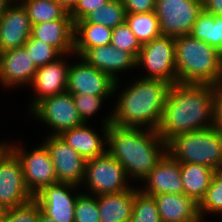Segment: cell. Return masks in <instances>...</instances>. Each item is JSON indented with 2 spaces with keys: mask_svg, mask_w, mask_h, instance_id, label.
Returning <instances> with one entry per match:
<instances>
[{
  "mask_svg": "<svg viewBox=\"0 0 222 222\" xmlns=\"http://www.w3.org/2000/svg\"><path fill=\"white\" fill-rule=\"evenodd\" d=\"M216 86L172 84L156 132L168 144L183 133L215 126Z\"/></svg>",
  "mask_w": 222,
  "mask_h": 222,
  "instance_id": "1",
  "label": "cell"
},
{
  "mask_svg": "<svg viewBox=\"0 0 222 222\" xmlns=\"http://www.w3.org/2000/svg\"><path fill=\"white\" fill-rule=\"evenodd\" d=\"M144 129V130H143ZM107 151L124 167L128 178L144 181L167 152V144L156 130L108 126Z\"/></svg>",
  "mask_w": 222,
  "mask_h": 222,
  "instance_id": "2",
  "label": "cell"
},
{
  "mask_svg": "<svg viewBox=\"0 0 222 222\" xmlns=\"http://www.w3.org/2000/svg\"><path fill=\"white\" fill-rule=\"evenodd\" d=\"M125 87L112 110V124L156 130L171 84L160 79L138 78Z\"/></svg>",
  "mask_w": 222,
  "mask_h": 222,
  "instance_id": "3",
  "label": "cell"
},
{
  "mask_svg": "<svg viewBox=\"0 0 222 222\" xmlns=\"http://www.w3.org/2000/svg\"><path fill=\"white\" fill-rule=\"evenodd\" d=\"M178 83L222 84V53L191 35L175 38Z\"/></svg>",
  "mask_w": 222,
  "mask_h": 222,
  "instance_id": "4",
  "label": "cell"
},
{
  "mask_svg": "<svg viewBox=\"0 0 222 222\" xmlns=\"http://www.w3.org/2000/svg\"><path fill=\"white\" fill-rule=\"evenodd\" d=\"M167 152L179 163L201 164L222 171V132L212 127L183 133L167 144Z\"/></svg>",
  "mask_w": 222,
  "mask_h": 222,
  "instance_id": "5",
  "label": "cell"
},
{
  "mask_svg": "<svg viewBox=\"0 0 222 222\" xmlns=\"http://www.w3.org/2000/svg\"><path fill=\"white\" fill-rule=\"evenodd\" d=\"M127 179L129 180L124 167L107 151L101 156L86 160L82 184L89 187L86 193L97 196L130 189Z\"/></svg>",
  "mask_w": 222,
  "mask_h": 222,
  "instance_id": "6",
  "label": "cell"
},
{
  "mask_svg": "<svg viewBox=\"0 0 222 222\" xmlns=\"http://www.w3.org/2000/svg\"><path fill=\"white\" fill-rule=\"evenodd\" d=\"M141 66L149 73L142 78L177 84L175 38L161 35L142 45L136 58V67Z\"/></svg>",
  "mask_w": 222,
  "mask_h": 222,
  "instance_id": "7",
  "label": "cell"
},
{
  "mask_svg": "<svg viewBox=\"0 0 222 222\" xmlns=\"http://www.w3.org/2000/svg\"><path fill=\"white\" fill-rule=\"evenodd\" d=\"M203 11L197 0H155L154 12L162 35L179 37L190 35L193 24Z\"/></svg>",
  "mask_w": 222,
  "mask_h": 222,
  "instance_id": "8",
  "label": "cell"
},
{
  "mask_svg": "<svg viewBox=\"0 0 222 222\" xmlns=\"http://www.w3.org/2000/svg\"><path fill=\"white\" fill-rule=\"evenodd\" d=\"M35 118L53 130L52 135L83 125L71 93L64 92L42 99L31 110Z\"/></svg>",
  "mask_w": 222,
  "mask_h": 222,
  "instance_id": "9",
  "label": "cell"
},
{
  "mask_svg": "<svg viewBox=\"0 0 222 222\" xmlns=\"http://www.w3.org/2000/svg\"><path fill=\"white\" fill-rule=\"evenodd\" d=\"M8 145L22 163L24 181L33 196L44 187L57 183L54 164L43 143L29 152L20 145L9 142Z\"/></svg>",
  "mask_w": 222,
  "mask_h": 222,
  "instance_id": "10",
  "label": "cell"
},
{
  "mask_svg": "<svg viewBox=\"0 0 222 222\" xmlns=\"http://www.w3.org/2000/svg\"><path fill=\"white\" fill-rule=\"evenodd\" d=\"M34 196L24 181L22 163L8 148L0 156V206L6 210L30 201Z\"/></svg>",
  "mask_w": 222,
  "mask_h": 222,
  "instance_id": "11",
  "label": "cell"
},
{
  "mask_svg": "<svg viewBox=\"0 0 222 222\" xmlns=\"http://www.w3.org/2000/svg\"><path fill=\"white\" fill-rule=\"evenodd\" d=\"M44 140L42 143L46 146L54 164L57 182L82 186L86 160L60 135L50 133Z\"/></svg>",
  "mask_w": 222,
  "mask_h": 222,
  "instance_id": "12",
  "label": "cell"
},
{
  "mask_svg": "<svg viewBox=\"0 0 222 222\" xmlns=\"http://www.w3.org/2000/svg\"><path fill=\"white\" fill-rule=\"evenodd\" d=\"M79 59L80 62H75L69 67L67 92L112 96L116 89L118 90L120 80L115 81L109 74L88 65L82 58Z\"/></svg>",
  "mask_w": 222,
  "mask_h": 222,
  "instance_id": "13",
  "label": "cell"
},
{
  "mask_svg": "<svg viewBox=\"0 0 222 222\" xmlns=\"http://www.w3.org/2000/svg\"><path fill=\"white\" fill-rule=\"evenodd\" d=\"M78 186L57 182L41 189L34 199L39 203L41 211L56 222H74V210L79 192ZM72 190V191H71Z\"/></svg>",
  "mask_w": 222,
  "mask_h": 222,
  "instance_id": "14",
  "label": "cell"
},
{
  "mask_svg": "<svg viewBox=\"0 0 222 222\" xmlns=\"http://www.w3.org/2000/svg\"><path fill=\"white\" fill-rule=\"evenodd\" d=\"M18 2H12L0 18V53L24 46L31 36V21Z\"/></svg>",
  "mask_w": 222,
  "mask_h": 222,
  "instance_id": "15",
  "label": "cell"
},
{
  "mask_svg": "<svg viewBox=\"0 0 222 222\" xmlns=\"http://www.w3.org/2000/svg\"><path fill=\"white\" fill-rule=\"evenodd\" d=\"M37 69L24 46L0 53V84L8 89L31 85Z\"/></svg>",
  "mask_w": 222,
  "mask_h": 222,
  "instance_id": "16",
  "label": "cell"
},
{
  "mask_svg": "<svg viewBox=\"0 0 222 222\" xmlns=\"http://www.w3.org/2000/svg\"><path fill=\"white\" fill-rule=\"evenodd\" d=\"M144 182V189H139L149 196L162 193L184 194L180 163L169 152L163 155Z\"/></svg>",
  "mask_w": 222,
  "mask_h": 222,
  "instance_id": "17",
  "label": "cell"
},
{
  "mask_svg": "<svg viewBox=\"0 0 222 222\" xmlns=\"http://www.w3.org/2000/svg\"><path fill=\"white\" fill-rule=\"evenodd\" d=\"M112 123V113L103 120V137L92 128L88 127L87 123L81 126L71 128L64 131L60 136L62 139L85 160H89L101 156L107 152L108 144V126Z\"/></svg>",
  "mask_w": 222,
  "mask_h": 222,
  "instance_id": "18",
  "label": "cell"
},
{
  "mask_svg": "<svg viewBox=\"0 0 222 222\" xmlns=\"http://www.w3.org/2000/svg\"><path fill=\"white\" fill-rule=\"evenodd\" d=\"M62 58H64V55L55 62L37 69L31 83L35 93L33 95L34 100L29 104L30 110L42 99L67 91L68 70L70 65L65 61V58L63 60Z\"/></svg>",
  "mask_w": 222,
  "mask_h": 222,
  "instance_id": "19",
  "label": "cell"
},
{
  "mask_svg": "<svg viewBox=\"0 0 222 222\" xmlns=\"http://www.w3.org/2000/svg\"><path fill=\"white\" fill-rule=\"evenodd\" d=\"M80 58L88 65L109 74L115 81L120 79L118 72L136 67V58L131 53L117 49L112 44L90 48Z\"/></svg>",
  "mask_w": 222,
  "mask_h": 222,
  "instance_id": "20",
  "label": "cell"
},
{
  "mask_svg": "<svg viewBox=\"0 0 222 222\" xmlns=\"http://www.w3.org/2000/svg\"><path fill=\"white\" fill-rule=\"evenodd\" d=\"M162 222H202L199 204L185 194L153 196Z\"/></svg>",
  "mask_w": 222,
  "mask_h": 222,
  "instance_id": "21",
  "label": "cell"
},
{
  "mask_svg": "<svg viewBox=\"0 0 222 222\" xmlns=\"http://www.w3.org/2000/svg\"><path fill=\"white\" fill-rule=\"evenodd\" d=\"M73 20H54L32 25L31 36L55 47L62 55L74 54Z\"/></svg>",
  "mask_w": 222,
  "mask_h": 222,
  "instance_id": "22",
  "label": "cell"
},
{
  "mask_svg": "<svg viewBox=\"0 0 222 222\" xmlns=\"http://www.w3.org/2000/svg\"><path fill=\"white\" fill-rule=\"evenodd\" d=\"M137 187L120 193L97 195L100 222H130Z\"/></svg>",
  "mask_w": 222,
  "mask_h": 222,
  "instance_id": "23",
  "label": "cell"
},
{
  "mask_svg": "<svg viewBox=\"0 0 222 222\" xmlns=\"http://www.w3.org/2000/svg\"><path fill=\"white\" fill-rule=\"evenodd\" d=\"M215 172L205 165L180 163L184 194L199 204L205 197Z\"/></svg>",
  "mask_w": 222,
  "mask_h": 222,
  "instance_id": "24",
  "label": "cell"
},
{
  "mask_svg": "<svg viewBox=\"0 0 222 222\" xmlns=\"http://www.w3.org/2000/svg\"><path fill=\"white\" fill-rule=\"evenodd\" d=\"M113 29L102 24L75 23L74 54L81 56L86 50L111 44Z\"/></svg>",
  "mask_w": 222,
  "mask_h": 222,
  "instance_id": "25",
  "label": "cell"
},
{
  "mask_svg": "<svg viewBox=\"0 0 222 222\" xmlns=\"http://www.w3.org/2000/svg\"><path fill=\"white\" fill-rule=\"evenodd\" d=\"M190 35L222 53V16L203 10L193 24Z\"/></svg>",
  "mask_w": 222,
  "mask_h": 222,
  "instance_id": "26",
  "label": "cell"
},
{
  "mask_svg": "<svg viewBox=\"0 0 222 222\" xmlns=\"http://www.w3.org/2000/svg\"><path fill=\"white\" fill-rule=\"evenodd\" d=\"M32 25L54 20H73L69 13L54 0H19Z\"/></svg>",
  "mask_w": 222,
  "mask_h": 222,
  "instance_id": "27",
  "label": "cell"
},
{
  "mask_svg": "<svg viewBox=\"0 0 222 222\" xmlns=\"http://www.w3.org/2000/svg\"><path fill=\"white\" fill-rule=\"evenodd\" d=\"M126 23L142 45L161 36L159 20L156 13H126Z\"/></svg>",
  "mask_w": 222,
  "mask_h": 222,
  "instance_id": "28",
  "label": "cell"
},
{
  "mask_svg": "<svg viewBox=\"0 0 222 222\" xmlns=\"http://www.w3.org/2000/svg\"><path fill=\"white\" fill-rule=\"evenodd\" d=\"M125 20L126 10L121 0H110L107 4L93 10L83 20L75 23L102 24L114 29L124 23Z\"/></svg>",
  "mask_w": 222,
  "mask_h": 222,
  "instance_id": "29",
  "label": "cell"
},
{
  "mask_svg": "<svg viewBox=\"0 0 222 222\" xmlns=\"http://www.w3.org/2000/svg\"><path fill=\"white\" fill-rule=\"evenodd\" d=\"M207 212L214 215L220 213L222 216V171L215 172L205 197L199 203V215L202 222Z\"/></svg>",
  "mask_w": 222,
  "mask_h": 222,
  "instance_id": "30",
  "label": "cell"
},
{
  "mask_svg": "<svg viewBox=\"0 0 222 222\" xmlns=\"http://www.w3.org/2000/svg\"><path fill=\"white\" fill-rule=\"evenodd\" d=\"M130 222H162L153 196L140 189L135 193Z\"/></svg>",
  "mask_w": 222,
  "mask_h": 222,
  "instance_id": "31",
  "label": "cell"
},
{
  "mask_svg": "<svg viewBox=\"0 0 222 222\" xmlns=\"http://www.w3.org/2000/svg\"><path fill=\"white\" fill-rule=\"evenodd\" d=\"M27 53L30 54L32 60H34L37 68L43 67L46 64L55 62L62 54L53 46L45 43L42 40L35 39L32 36L24 44Z\"/></svg>",
  "mask_w": 222,
  "mask_h": 222,
  "instance_id": "32",
  "label": "cell"
},
{
  "mask_svg": "<svg viewBox=\"0 0 222 222\" xmlns=\"http://www.w3.org/2000/svg\"><path fill=\"white\" fill-rule=\"evenodd\" d=\"M97 196L87 193L78 195L74 210V222H100Z\"/></svg>",
  "mask_w": 222,
  "mask_h": 222,
  "instance_id": "33",
  "label": "cell"
},
{
  "mask_svg": "<svg viewBox=\"0 0 222 222\" xmlns=\"http://www.w3.org/2000/svg\"><path fill=\"white\" fill-rule=\"evenodd\" d=\"M40 211L39 203L32 198L20 206L6 209L1 222H38Z\"/></svg>",
  "mask_w": 222,
  "mask_h": 222,
  "instance_id": "34",
  "label": "cell"
},
{
  "mask_svg": "<svg viewBox=\"0 0 222 222\" xmlns=\"http://www.w3.org/2000/svg\"><path fill=\"white\" fill-rule=\"evenodd\" d=\"M111 44L117 49L131 53L135 58L141 50V44L126 21L113 29Z\"/></svg>",
  "mask_w": 222,
  "mask_h": 222,
  "instance_id": "35",
  "label": "cell"
},
{
  "mask_svg": "<svg viewBox=\"0 0 222 222\" xmlns=\"http://www.w3.org/2000/svg\"><path fill=\"white\" fill-rule=\"evenodd\" d=\"M74 105L83 123H88L89 118L99 111L102 102L110 96H97L93 94H72Z\"/></svg>",
  "mask_w": 222,
  "mask_h": 222,
  "instance_id": "36",
  "label": "cell"
},
{
  "mask_svg": "<svg viewBox=\"0 0 222 222\" xmlns=\"http://www.w3.org/2000/svg\"><path fill=\"white\" fill-rule=\"evenodd\" d=\"M110 0H78L74 9L69 13L74 23L83 20L93 10L107 4Z\"/></svg>",
  "mask_w": 222,
  "mask_h": 222,
  "instance_id": "37",
  "label": "cell"
},
{
  "mask_svg": "<svg viewBox=\"0 0 222 222\" xmlns=\"http://www.w3.org/2000/svg\"><path fill=\"white\" fill-rule=\"evenodd\" d=\"M126 13H150L155 9V0H121Z\"/></svg>",
  "mask_w": 222,
  "mask_h": 222,
  "instance_id": "38",
  "label": "cell"
},
{
  "mask_svg": "<svg viewBox=\"0 0 222 222\" xmlns=\"http://www.w3.org/2000/svg\"><path fill=\"white\" fill-rule=\"evenodd\" d=\"M214 127L222 132V84L216 86Z\"/></svg>",
  "mask_w": 222,
  "mask_h": 222,
  "instance_id": "39",
  "label": "cell"
},
{
  "mask_svg": "<svg viewBox=\"0 0 222 222\" xmlns=\"http://www.w3.org/2000/svg\"><path fill=\"white\" fill-rule=\"evenodd\" d=\"M203 10L210 14L222 16V0H204Z\"/></svg>",
  "mask_w": 222,
  "mask_h": 222,
  "instance_id": "40",
  "label": "cell"
},
{
  "mask_svg": "<svg viewBox=\"0 0 222 222\" xmlns=\"http://www.w3.org/2000/svg\"><path fill=\"white\" fill-rule=\"evenodd\" d=\"M56 1L63 9L70 13L77 4L78 0H54Z\"/></svg>",
  "mask_w": 222,
  "mask_h": 222,
  "instance_id": "41",
  "label": "cell"
},
{
  "mask_svg": "<svg viewBox=\"0 0 222 222\" xmlns=\"http://www.w3.org/2000/svg\"><path fill=\"white\" fill-rule=\"evenodd\" d=\"M12 2H16V1L15 0H0V18L4 15V13L6 12V9Z\"/></svg>",
  "mask_w": 222,
  "mask_h": 222,
  "instance_id": "42",
  "label": "cell"
},
{
  "mask_svg": "<svg viewBox=\"0 0 222 222\" xmlns=\"http://www.w3.org/2000/svg\"><path fill=\"white\" fill-rule=\"evenodd\" d=\"M38 222H56L51 217L45 215L42 211H40Z\"/></svg>",
  "mask_w": 222,
  "mask_h": 222,
  "instance_id": "43",
  "label": "cell"
},
{
  "mask_svg": "<svg viewBox=\"0 0 222 222\" xmlns=\"http://www.w3.org/2000/svg\"><path fill=\"white\" fill-rule=\"evenodd\" d=\"M9 148L8 142H0V156Z\"/></svg>",
  "mask_w": 222,
  "mask_h": 222,
  "instance_id": "44",
  "label": "cell"
},
{
  "mask_svg": "<svg viewBox=\"0 0 222 222\" xmlns=\"http://www.w3.org/2000/svg\"><path fill=\"white\" fill-rule=\"evenodd\" d=\"M4 211L5 210L0 206V222H1Z\"/></svg>",
  "mask_w": 222,
  "mask_h": 222,
  "instance_id": "45",
  "label": "cell"
}]
</instances>
